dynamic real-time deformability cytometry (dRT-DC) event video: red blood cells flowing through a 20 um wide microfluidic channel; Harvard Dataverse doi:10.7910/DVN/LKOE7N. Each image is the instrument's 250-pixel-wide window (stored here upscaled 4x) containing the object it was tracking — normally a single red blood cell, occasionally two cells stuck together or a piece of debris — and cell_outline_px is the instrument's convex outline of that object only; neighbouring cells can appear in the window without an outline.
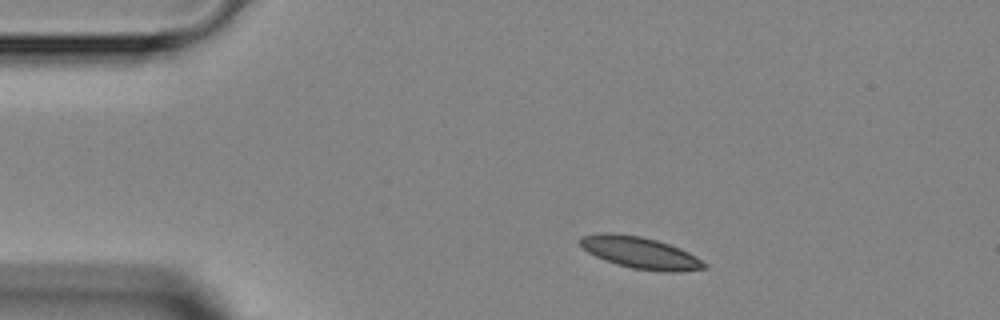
{"species": "Egyptian fruit bat (a non-hibernating species)", "species_latin": "Rousettus aegyptiacus", "temperature_condition": "room temperature", "stored_images_in_passage": 3, "camera_frame_rate_fps": 3000, "um_per_image_px": 0.085, "animal": {"sex": "female"}, "frame": {"image": 1, "passage_image": 1, "time_ms": 0.0, "image_size_px": [1000, 320], "cell_outline_px": [[708, 268], [680, 272], [660, 272], [632, 268], [616, 264], [604, 260], [588, 252], [580, 244], [580, 236], [600, 232], [608, 232], [640, 236], [656, 240], [680, 248], [696, 256], [708, 264]], "centroid_in_image_um": [54.44, 21.49], "position_along_channel_um": 30.6, "area_um2": 23.12}}
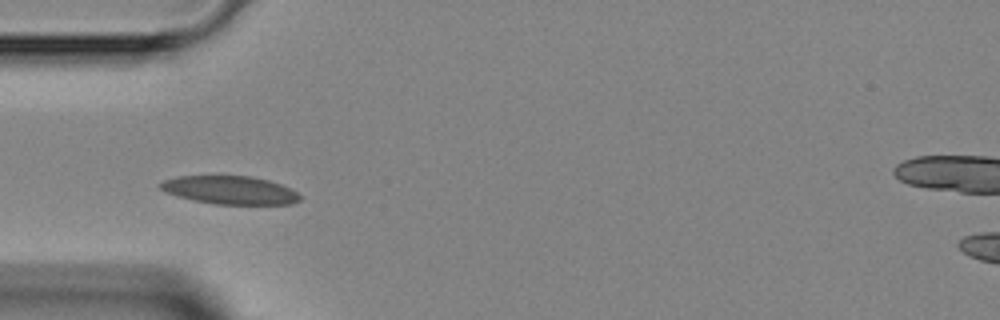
{"frame": {"image": 2, "passage_image": 3, "time_ms": 2.0, "image_size_px": [1000, 320], "cell_outline_px": [[300, 200], [292, 204], [212, 204], [192, 200], [176, 196], [164, 192], [156, 184], [164, 180], [176, 176], [252, 176], [268, 180], [280, 184], [296, 192], [300, 196]], "centroid_in_image_um": [19.48, 16.16], "position_along_channel_um": 65.5, "area_um2": 23.06}}